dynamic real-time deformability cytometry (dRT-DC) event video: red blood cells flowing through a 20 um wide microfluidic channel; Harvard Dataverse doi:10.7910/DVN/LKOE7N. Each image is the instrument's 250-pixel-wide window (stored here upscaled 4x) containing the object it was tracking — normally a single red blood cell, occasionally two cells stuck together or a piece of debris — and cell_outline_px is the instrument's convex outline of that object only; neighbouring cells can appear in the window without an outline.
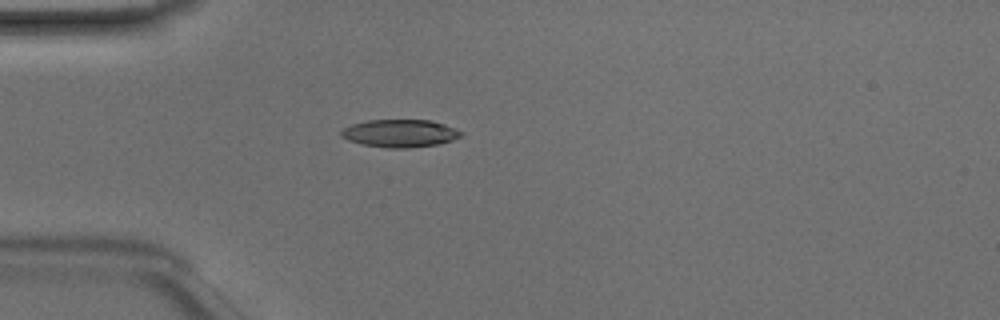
{"species": "Egyptian fruit bat (a non-hibernating species)", "species_latin": "Rousettus aegyptiacus", "temperature_condition": "room temperature", "stored_images_in_passage": 36, "camera_frame_rate_fps": 3000, "um_per_image_px": 0.085, "animal": {"sex": "male"}, "frame": {"image": 1, "passage_image": 10, "time_ms": 3.0, "image_size_px": [1000, 320], "cell_outline_px": [[464, 132], [460, 136], [452, 140], [440, 144], [408, 148], [388, 148], [364, 144], [348, 140], [340, 136], [340, 132], [344, 128], [352, 124], [368, 120], [432, 120], [444, 124]], "centroid_in_image_um": [34.01, 11.33], "position_along_channel_um": 51.0, "area_um2": 19.31}}
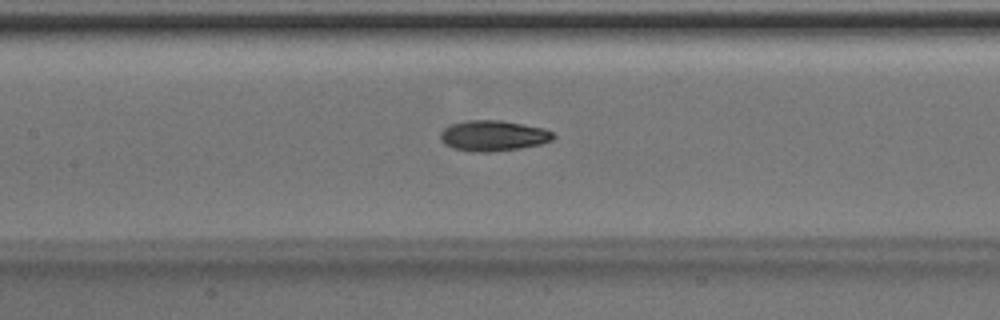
{"frame": {"image": 2, "passage_image": 19, "time_ms": 6.0, "image_size_px": [1000, 320], "cell_outline_px": [[556, 136], [552, 140], [540, 144], [520, 148], [492, 152], [472, 152], [452, 148], [444, 144], [440, 140], [440, 132], [444, 128], [452, 124], [468, 120], [500, 120], [544, 128], [552, 132]], "centroid_in_image_um": [41.9, 11.54], "position_along_channel_um": 165.5, "area_um2": 20.23}}
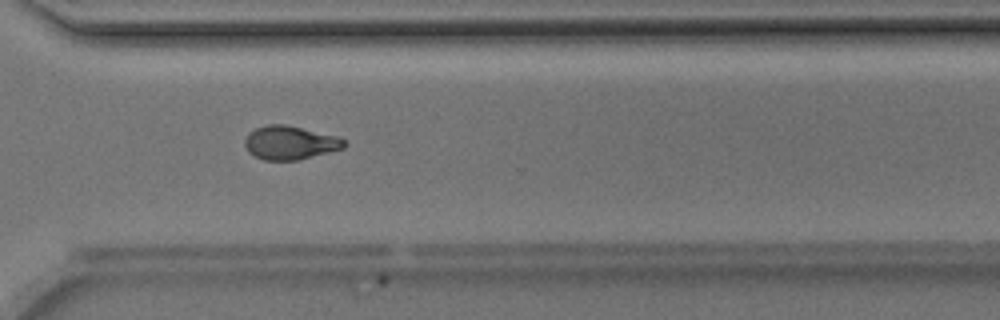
{"frame": {"image": 3, "passage_image": 32, "time_ms": 10.333, "image_size_px": [1000, 320], "cell_outline_px": [[348, 144], [344, 148], [300, 160], [264, 160], [248, 152], [244, 144], [244, 140], [248, 132], [256, 128], [268, 124], [284, 124], [340, 136], [348, 140]], "centroid_in_image_um": [24.7, 12.12], "position_along_channel_um": 345.9, "area_um2": 19.83}, "authors_computed_cell_mechanics": {"area_um2": 19.5653, "velocity_mm_per_s": 4.175, "shape_relaxation_time_tau1_ms": 3.7496, "shape_relaxation_time_tau2_ms": 2.8168, "deformation_change_tau1": 0.1422, "deformation_change_tau2": 0.0841}}